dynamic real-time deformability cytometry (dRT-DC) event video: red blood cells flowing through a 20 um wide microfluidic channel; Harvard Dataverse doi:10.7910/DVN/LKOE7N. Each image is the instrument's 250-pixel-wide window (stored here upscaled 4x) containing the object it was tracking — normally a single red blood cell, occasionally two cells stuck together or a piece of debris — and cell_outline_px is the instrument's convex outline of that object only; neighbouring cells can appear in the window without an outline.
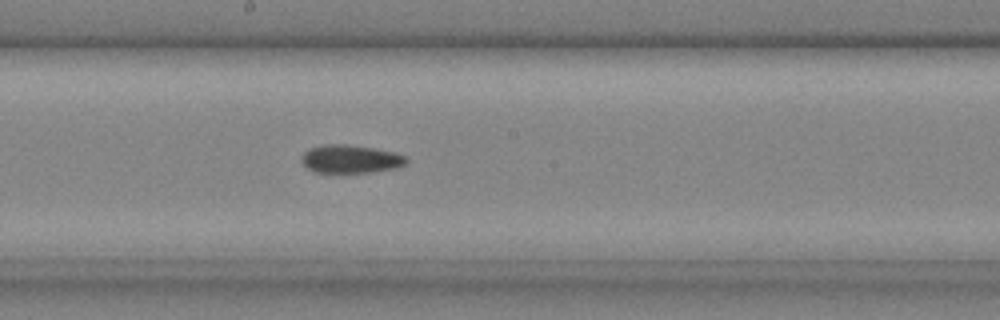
{"species": "common noctule bat (a hibernating species)", "species_latin": "Nyctalus noctula", "temperature_condition": "cold", "stored_images_in_passage": 24, "camera_frame_rate_fps": 3000, "um_per_image_px": 0.085, "animal": {"sex": "male", "body_mass_g": 20.4}, "frame": {"image": 1, "passage_image": 11, "time_ms": 3.333, "image_size_px": [1000, 320], "cell_outline_px": [[408, 160], [404, 164], [396, 168], [372, 172], [316, 172], [308, 168], [300, 160], [300, 156], [308, 148], [324, 144], [344, 144], [372, 148], [396, 152], [404, 156]], "centroid_in_image_um": [29.77, 13.5], "position_along_channel_um": 218.4, "area_um2": 17.17}}
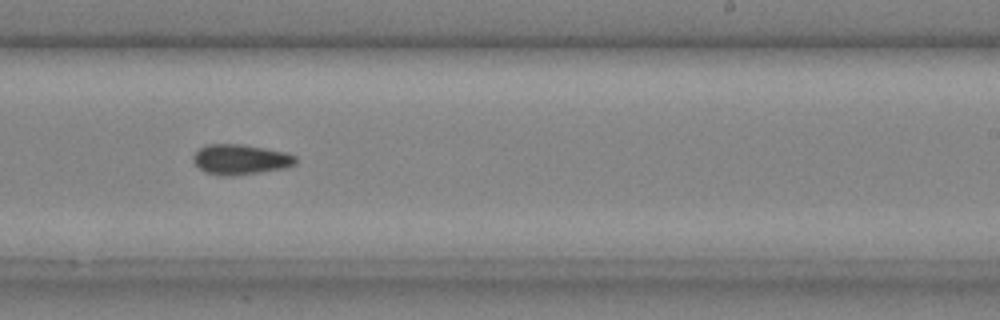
{"frame": {"image": 2, "passage_image": 14, "time_ms": 4.333, "image_size_px": [1000, 320], "cell_outline_px": [[296, 164], [284, 168], [260, 172], [232, 176], [220, 176], [204, 172], [192, 160], [192, 156], [200, 148], [208, 144], [240, 144], [264, 148], [284, 152], [296, 156]], "centroid_in_image_um": [20.42, 13.56], "position_along_channel_um": 268.6, "area_um2": 17.98}}